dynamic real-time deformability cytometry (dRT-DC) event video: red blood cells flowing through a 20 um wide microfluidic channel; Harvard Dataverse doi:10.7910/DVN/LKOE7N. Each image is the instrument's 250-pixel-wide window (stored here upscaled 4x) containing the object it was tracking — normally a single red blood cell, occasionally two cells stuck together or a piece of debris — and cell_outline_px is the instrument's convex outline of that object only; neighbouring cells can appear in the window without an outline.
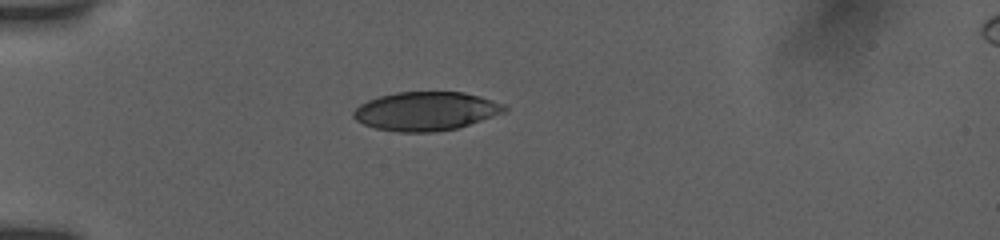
{"species": "human", "species_latin": "Homo sapiens", "temperature_condition": "room temperature", "stored_images_in_passage": 9, "camera_frame_rate_fps": 3000, "um_per_image_px": 0.085, "donor": {"sex": "female"}, "frame": {"image": 1, "passage_image": 1, "time_ms": 0.0, "image_size_px": [1000, 240], "cell_outline_px": [[508, 112], [456, 128], [432, 132], [400, 132], [376, 128], [364, 124], [356, 120], [352, 116], [352, 112], [360, 104], [368, 100], [380, 96], [396, 92], [464, 92], [480, 96], [504, 104], [508, 108]], "centroid_in_image_um": [36.22, 9.44], "position_along_channel_um": 48.8, "area_um2": 34.1}}
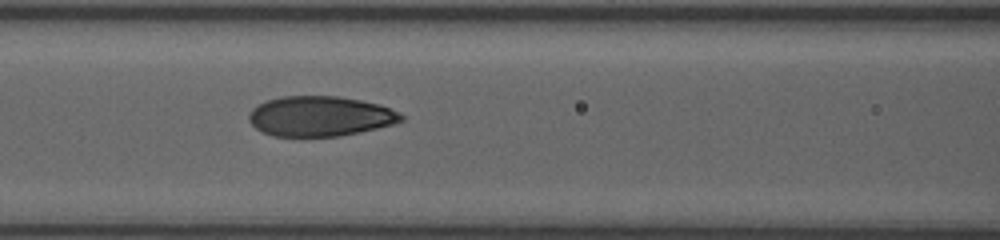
{"frame": {"image": 2, "passage_image": 6, "time_ms": 3.0, "image_size_px": [1000, 240], "cell_outline_px": [[404, 120], [392, 124], [360, 132], [340, 136], [272, 136], [256, 128], [248, 120], [248, 112], [252, 108], [268, 100], [280, 96], [336, 96], [360, 100], [376, 104], [400, 112], [404, 116]], "centroid_in_image_um": [27.18, 9.88], "position_along_channel_um": 139.4, "area_um2": 35.43}}
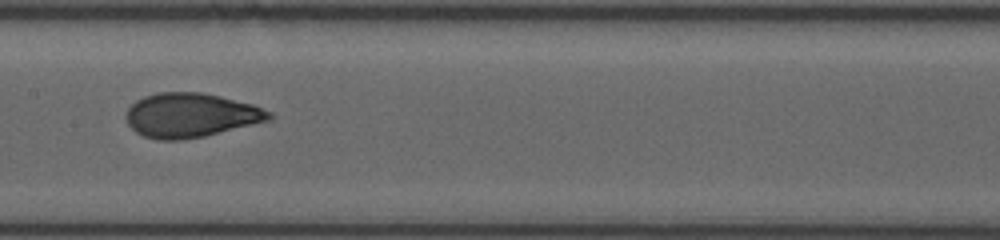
{"frame": {"image": 3, "passage_image": 8, "time_ms": 4.333, "image_size_px": [1000, 240], "cell_outline_px": [[272, 120], [204, 136], [180, 140], [160, 140], [144, 136], [136, 132], [128, 124], [124, 116], [128, 108], [136, 100], [144, 96], [156, 92], [200, 92], [220, 96], [252, 104], [272, 112]], "centroid_in_image_um": [16.2, 9.79], "position_along_channel_um": 191.2, "area_um2": 36.99}}